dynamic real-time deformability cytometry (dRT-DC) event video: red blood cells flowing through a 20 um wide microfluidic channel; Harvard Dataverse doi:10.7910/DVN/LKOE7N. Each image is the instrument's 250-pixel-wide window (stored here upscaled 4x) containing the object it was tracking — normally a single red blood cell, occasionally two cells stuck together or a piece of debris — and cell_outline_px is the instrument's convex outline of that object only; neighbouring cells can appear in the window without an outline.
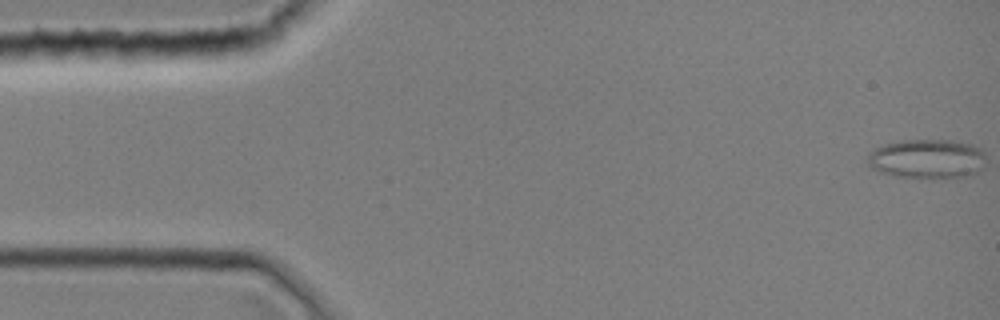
{"species": "common noctule bat (a hibernating species)", "species_latin": "Nyctalus noctula", "temperature_condition": "room temperature", "stored_images_in_passage": 9, "camera_frame_rate_fps": 3000, "um_per_image_px": 0.085, "animal": {"sex": "female", "body_mass_g": 19.0, "forearm_length_mm": 51.5}, "frame": {"image": 1, "passage_image": 1, "time_ms": 0.0, "image_size_px": [1000, 320], "cell_outline_px": [[984, 156], [980, 168], [976, 172], [964, 176], [896, 176], [880, 172], [872, 168], [868, 164], [868, 156], [876, 148], [884, 144], [900, 140], [948, 140], [972, 144], [980, 148], [984, 152]], "centroid_in_image_um": [78.77, 13.46], "position_along_channel_um": 6.2, "area_um2": 26.3}}
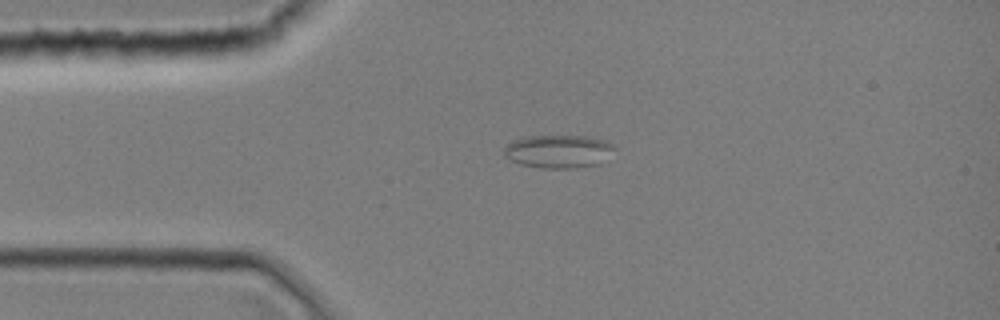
{"frame": {"image": 2, "passage_image": 9, "time_ms": 2.667, "image_size_px": [1000, 320], "cell_outline_px": [[616, 148], [600, 164], [572, 168], [540, 168], [520, 164], [504, 156], [504, 148], [508, 144], [524, 136], [584, 136], [604, 140], [612, 144]], "centroid_in_image_um": [47.47, 12.87], "position_along_channel_um": 37.5, "area_um2": 21.21}}